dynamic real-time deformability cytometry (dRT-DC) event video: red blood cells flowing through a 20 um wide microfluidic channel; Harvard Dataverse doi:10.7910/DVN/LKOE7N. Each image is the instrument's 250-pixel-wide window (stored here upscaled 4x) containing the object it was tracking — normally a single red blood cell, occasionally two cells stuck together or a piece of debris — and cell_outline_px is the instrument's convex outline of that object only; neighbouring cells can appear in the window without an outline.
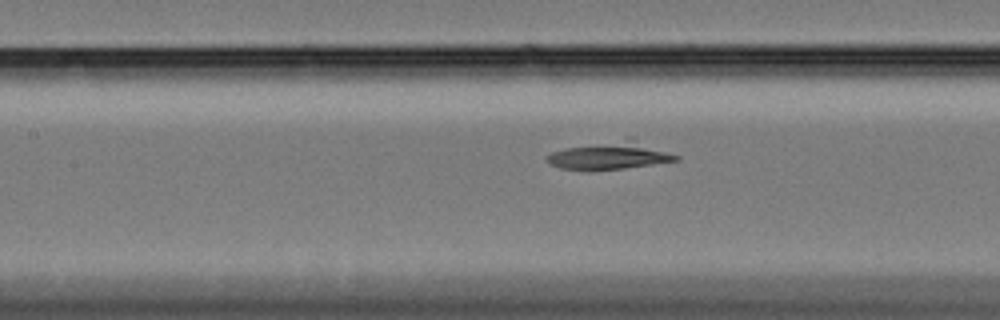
{"species": "Egyptian fruit bat (a non-hibernating species)", "species_latin": "Rousettus aegyptiacus", "temperature_condition": "cold", "stored_images_in_passage": 55, "camera_frame_rate_fps": 3000, "um_per_image_px": 0.085, "animal": {"sex": "female"}, "frame": {"image": 1, "passage_image": 28, "time_ms": 9.0, "image_size_px": [1000, 320], "cell_outline_px": [[680, 160], [624, 168], [560, 168], [552, 164], [548, 160], [548, 156], [552, 152], [568, 148], [632, 136], [680, 156]], "centroid_in_image_um": [52.01, 13.16], "position_along_channel_um": 155.4, "area_um2": 20.23}}
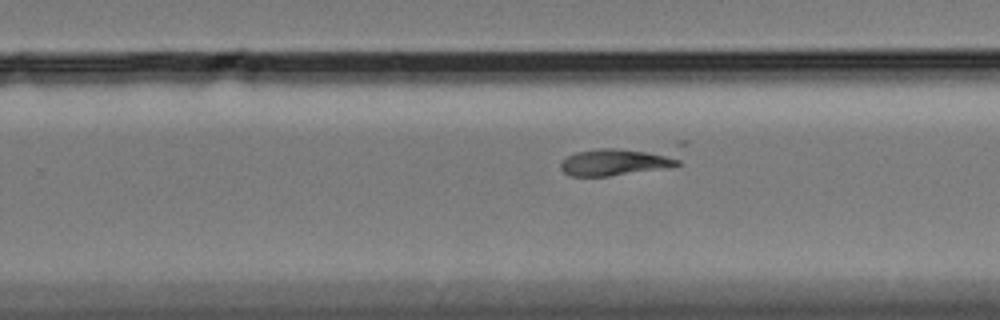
{"frame": {"image": 2, "passage_image": 39, "time_ms": 12.667, "image_size_px": [1000, 320], "cell_outline_px": [[688, 144], [680, 164], [608, 176], [568, 176], [560, 168], [560, 164], [568, 156], [576, 152], [600, 148], [676, 140], [688, 140]], "centroid_in_image_um": [53.08, 13.5], "position_along_channel_um": 276.7, "area_um2": 22.77}}
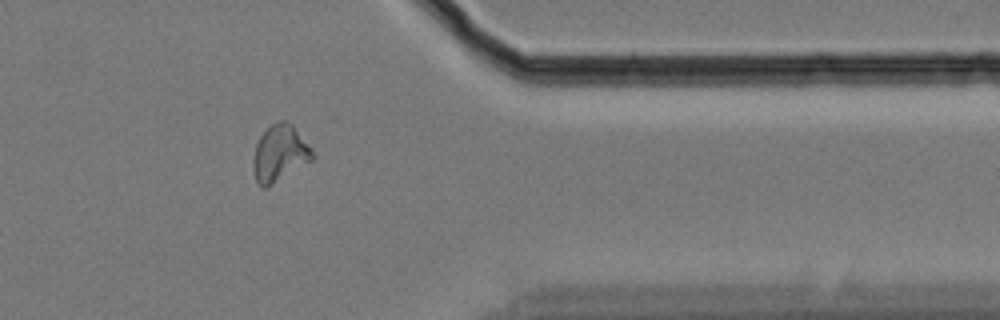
{"frame": {"image": 3, "passage_image": 50, "time_ms": 16.333, "image_size_px": [1000, 320], "cell_outline_px": [[316, 156], [312, 160], [268, 188], [260, 188], [256, 184], [252, 164], [252, 160], [256, 144], [260, 136], [276, 120], [288, 120], [292, 124]], "centroid_in_image_um": [23.74, 13.07], "position_along_channel_um": 387.7, "area_um2": 19.71}}